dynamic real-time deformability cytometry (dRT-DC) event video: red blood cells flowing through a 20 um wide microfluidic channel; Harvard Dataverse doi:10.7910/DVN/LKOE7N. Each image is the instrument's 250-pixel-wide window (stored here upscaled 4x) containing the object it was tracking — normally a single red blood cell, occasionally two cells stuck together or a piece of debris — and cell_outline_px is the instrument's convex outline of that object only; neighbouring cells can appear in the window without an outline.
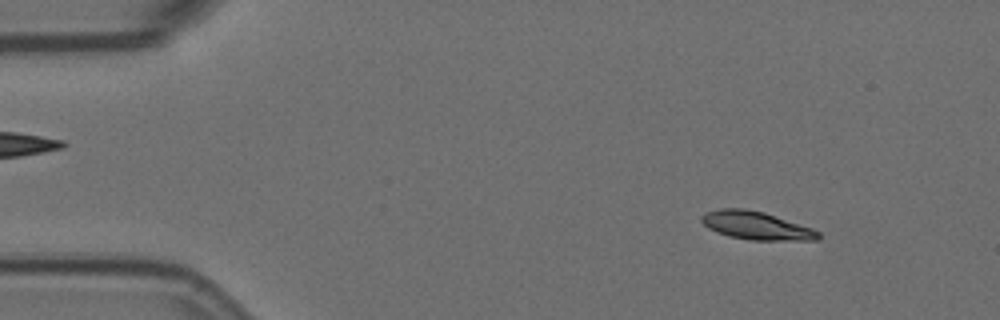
{"species": "Egyptian fruit bat (a non-hibernating species)", "species_latin": "Rousettus aegyptiacus", "temperature_condition": "room temperature", "stored_images_in_passage": 4, "camera_frame_rate_fps": 3000, "um_per_image_px": 0.085, "animal": {"sex": "female"}, "frame": {"image": 1, "passage_image": 1, "time_ms": 0.0, "image_size_px": [1000, 320], "cell_outline_px": [[820, 236], [816, 240], [748, 240], [728, 236], [716, 232], [708, 228], [700, 220], [700, 216], [704, 212], [720, 208], [744, 208], [764, 212], [812, 228], [820, 232]], "centroid_in_image_um": [64.23, 19.17], "position_along_channel_um": 20.8, "area_um2": 19.25}}
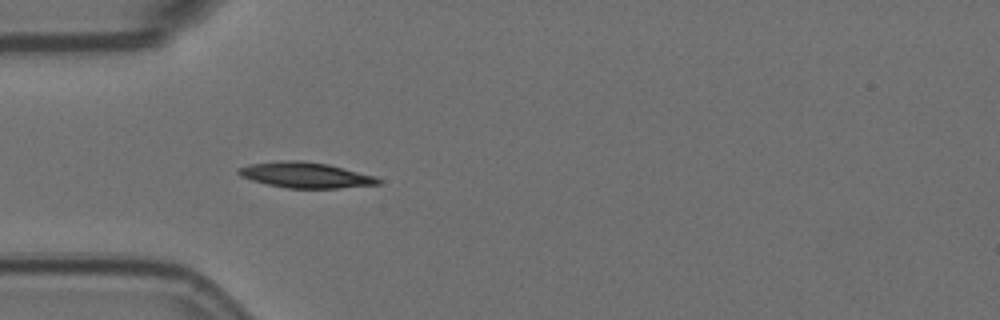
{"frame": {"image": 2, "passage_image": 4, "time_ms": 1.0, "image_size_px": [1000, 320], "cell_outline_px": [[380, 184], [336, 188], [288, 188], [268, 184], [252, 180], [240, 176], [236, 172], [236, 168], [252, 164], [280, 160], [304, 160], [328, 164], [376, 176], [380, 180]], "centroid_in_image_um": [25.95, 14.87], "position_along_channel_um": 59.1, "area_um2": 20.81}}